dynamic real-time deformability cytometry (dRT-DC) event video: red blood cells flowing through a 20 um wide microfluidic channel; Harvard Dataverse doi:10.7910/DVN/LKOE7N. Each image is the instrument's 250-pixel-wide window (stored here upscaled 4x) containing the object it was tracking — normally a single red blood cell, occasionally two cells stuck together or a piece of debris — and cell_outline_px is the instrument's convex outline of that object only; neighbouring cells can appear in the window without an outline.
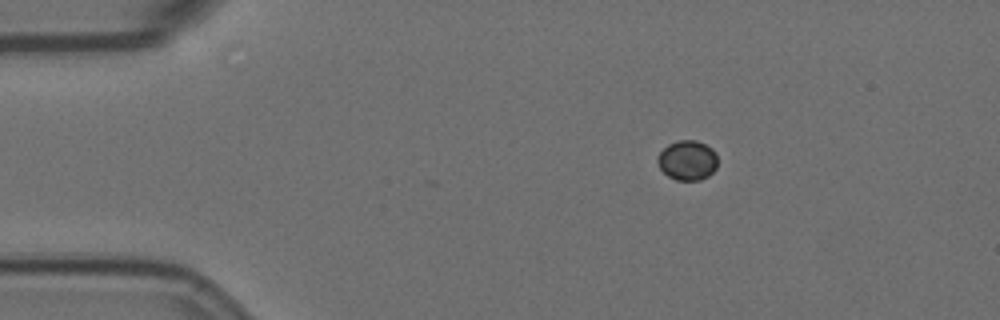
{"species": "Egyptian fruit bat (a non-hibernating species)", "species_latin": "Rousettus aegyptiacus", "temperature_condition": "room temperature", "stored_images_in_passage": 3, "camera_frame_rate_fps": 3000, "um_per_image_px": 0.085, "animal": {"sex": "female"}, "frame": {"image": 1, "passage_image": 1, "time_ms": 0.0, "image_size_px": [1000, 320], "cell_outline_px": [[716, 168], [708, 176], [700, 180], [676, 180], [668, 176], [660, 168], [656, 160], [656, 156], [668, 144], [680, 140], [696, 140], [712, 148], [716, 152]], "centroid_in_image_um": [58.42, 13.62], "position_along_channel_um": 26.6, "area_um2": 13.93}}